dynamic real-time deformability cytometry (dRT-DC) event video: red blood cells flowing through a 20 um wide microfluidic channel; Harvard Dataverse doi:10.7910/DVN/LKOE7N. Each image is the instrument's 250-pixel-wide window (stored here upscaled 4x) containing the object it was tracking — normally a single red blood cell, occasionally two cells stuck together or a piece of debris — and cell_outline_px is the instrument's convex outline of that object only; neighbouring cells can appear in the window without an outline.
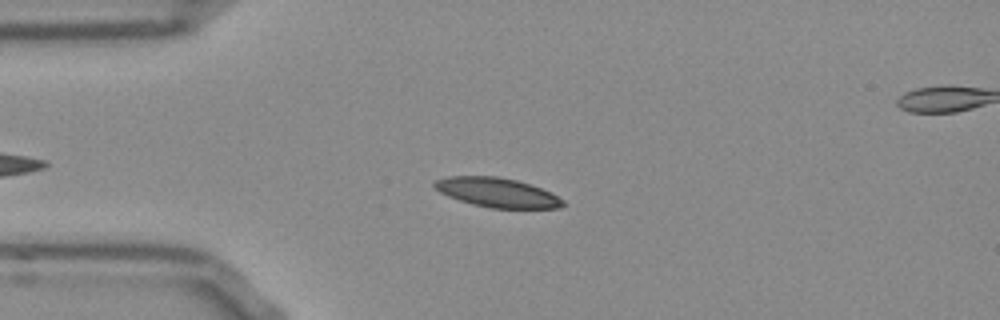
{"species": "Egyptian fruit bat (a non-hibernating species)", "species_latin": "Rousettus aegyptiacus", "temperature_condition": "room temperature", "stored_images_in_passage": 46, "camera_frame_rate_fps": 3000, "um_per_image_px": 0.085, "frame": {"image": 1, "passage_image": 10, "time_ms": 3.0, "image_size_px": [1000, 320], "cell_outline_px": [[564, 204], [560, 208], [492, 208], [472, 204], [448, 196], [440, 192], [432, 184], [436, 180], [448, 176], [496, 176], [516, 180], [540, 188], [564, 200]], "centroid_in_image_um": [42.23, 16.36], "position_along_channel_um": 42.8, "area_um2": 21.68}}
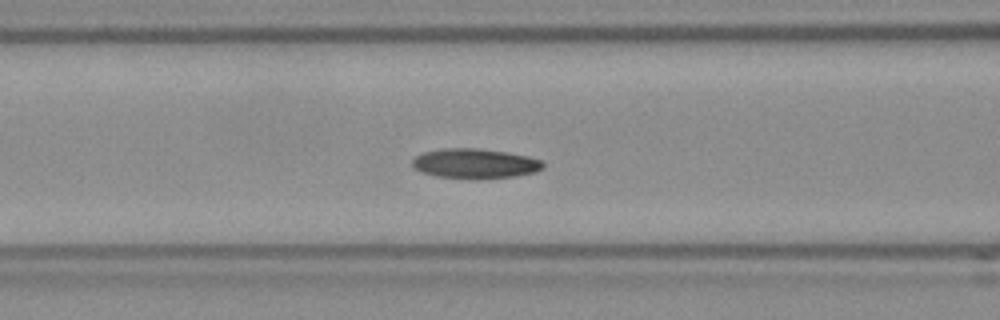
{"frame": {"image": 2, "passage_image": 18, "time_ms": 5.667, "image_size_px": [1000, 320], "cell_outline_px": [[544, 168], [536, 172], [516, 176], [436, 176], [424, 172], [416, 168], [412, 164], [412, 160], [416, 156], [424, 152], [444, 148], [476, 148], [508, 152], [528, 156], [544, 160]], "centroid_in_image_um": [40.44, 13.85], "position_along_channel_um": 126.2, "area_um2": 21.85}}
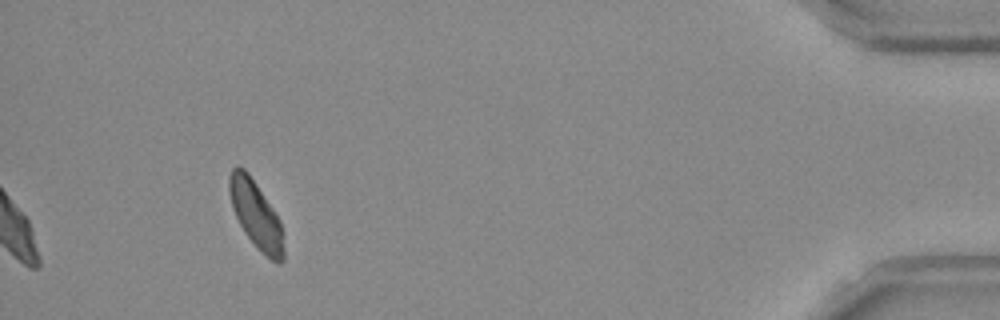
{"frame": {"image": 3, "passage_image": 46, "time_ms": 15.0, "image_size_px": [1000, 320], "cell_outline_px": [[284, 260], [280, 264], [272, 260], [248, 236], [240, 224], [232, 208], [228, 192], [228, 176], [232, 168], [236, 164], [244, 168], [248, 172], [280, 220], [284, 232]], "centroid_in_image_um": [21.75, 18.19], "position_along_channel_um": 413.5, "area_um2": 21.15}, "authors_computed_cell_mechanics": {"area_um2": 21.7906, "velocity_mm_per_s": 3.816, "shape_relaxation_time_tau1_ms": 10.9201, "shape_relaxation_time_tau2_ms": null, "deformation_change_tau1": 0.1707, "deformation_change_tau2": null}}